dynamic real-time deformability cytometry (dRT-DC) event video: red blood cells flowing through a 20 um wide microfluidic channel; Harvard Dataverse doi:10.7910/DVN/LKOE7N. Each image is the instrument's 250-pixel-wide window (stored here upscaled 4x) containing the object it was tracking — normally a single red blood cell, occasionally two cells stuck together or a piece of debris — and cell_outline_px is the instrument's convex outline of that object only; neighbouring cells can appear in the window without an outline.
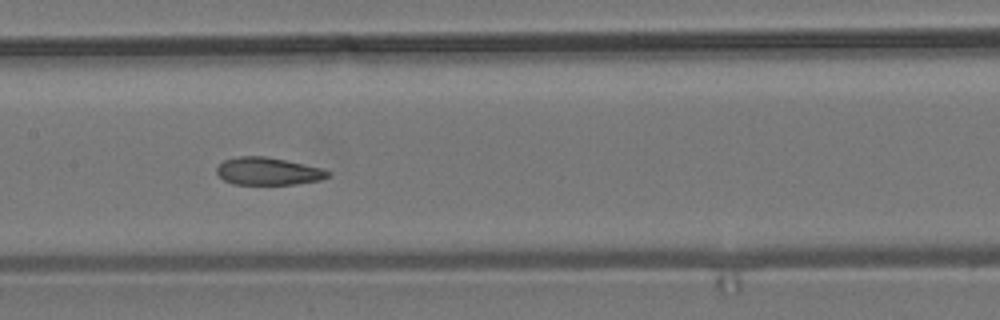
{"species": "common noctule bat (a hibernating species)", "species_latin": "Nyctalus noctula", "temperature_condition": "room temperature", "stored_images_in_passage": 14, "camera_frame_rate_fps": 3000, "um_per_image_px": 0.085, "animal": {"sex": "male", "body_mass_g": 19.2, "forearm_length_mm": 51.8}, "frame": {"image": 1, "passage_image": 7, "time_ms": 8.0, "image_size_px": [1000, 320], "cell_outline_px": [[328, 176], [320, 180], [296, 184], [232, 184], [224, 180], [216, 172], [216, 168], [224, 160], [236, 156], [264, 156], [284, 160], [320, 168], [328, 172]], "centroid_in_image_um": [22.72, 14.56], "position_along_channel_um": 184.7, "area_um2": 17.57}}
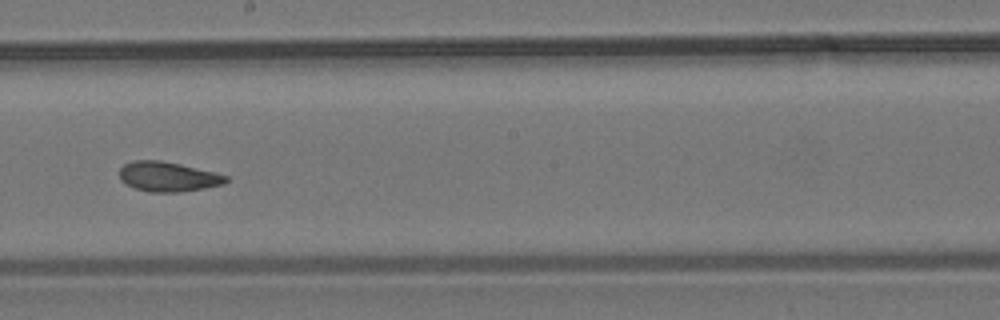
{"frame": {"image": 2, "passage_image": 8, "time_ms": 9.333, "image_size_px": [1000, 320], "cell_outline_px": [[228, 180], [224, 184], [204, 188], [180, 192], [148, 192], [124, 184], [120, 180], [120, 168], [124, 164], [132, 160], [160, 160], [180, 164], [216, 172], [228, 176]], "centroid_in_image_um": [14.27, 15.01], "position_along_channel_um": 233.9, "area_um2": 18.61}}
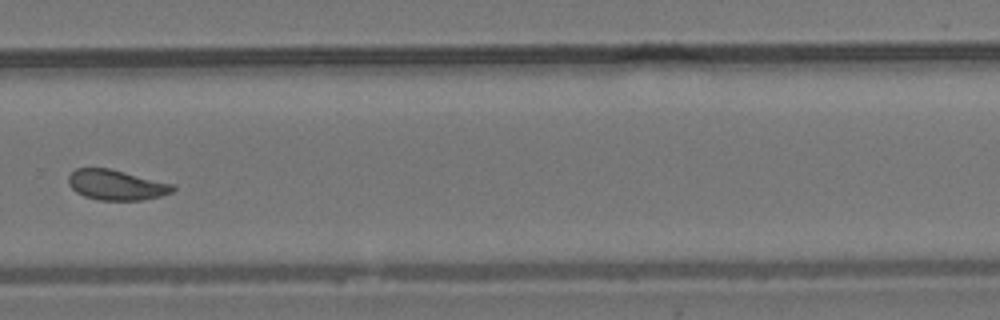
{"frame": {"image": 3, "passage_image": 10, "time_ms": 11.667, "image_size_px": [1000, 320], "cell_outline_px": [[176, 188], [172, 192], [160, 196], [140, 200], [100, 200], [84, 196], [76, 192], [68, 184], [68, 176], [76, 168], [108, 168], [172, 184]], "centroid_in_image_um": [9.85, 15.72], "position_along_channel_um": 320.0, "area_um2": 18.15}, "authors_computed_cell_mechanics": {"area_um2": 18.9006, "velocity_mm_per_s": 3.716, "shape_relaxation_time_tau1_ms": 2.1357, "shape_relaxation_time_tau2_ms": 0.7992, "deformation_change_tau1": 0.0941, "deformation_change_tau2": 0.0657}}